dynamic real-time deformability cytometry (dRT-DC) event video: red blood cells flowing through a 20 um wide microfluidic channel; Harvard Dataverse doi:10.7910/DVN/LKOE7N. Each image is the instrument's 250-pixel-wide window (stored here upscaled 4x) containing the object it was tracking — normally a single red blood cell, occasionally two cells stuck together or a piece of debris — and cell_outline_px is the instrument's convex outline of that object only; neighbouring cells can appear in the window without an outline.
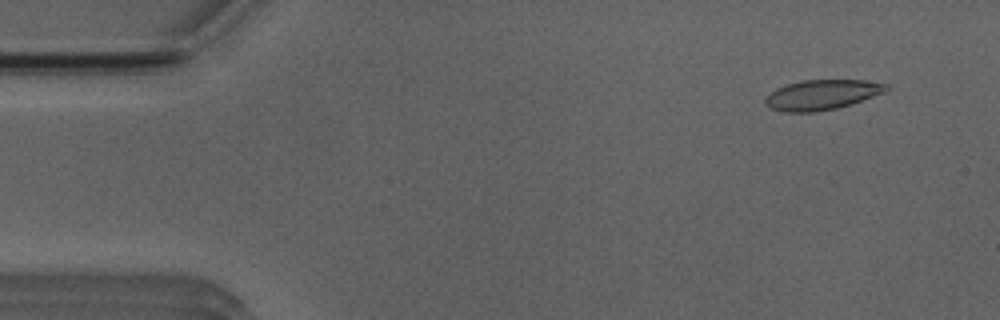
{"species": "Egyptian fruit bat (a non-hibernating species)", "species_latin": "Rousettus aegyptiacus", "temperature_condition": "room temperature", "stored_images_in_passage": 51, "camera_frame_rate_fps": 3000, "um_per_image_px": 0.085, "animal": {"sex": "male"}, "frame": {"image": 1, "passage_image": 4, "time_ms": 1.0, "image_size_px": [1000, 320], "cell_outline_px": [[888, 88], [884, 92], [852, 104], [836, 108], [816, 112], [784, 112], [772, 108], [764, 104], [764, 100], [776, 88], [800, 80], [864, 80], [888, 84]], "centroid_in_image_um": [69.86, 8.05], "position_along_channel_um": 15.1, "area_um2": 21.04}}
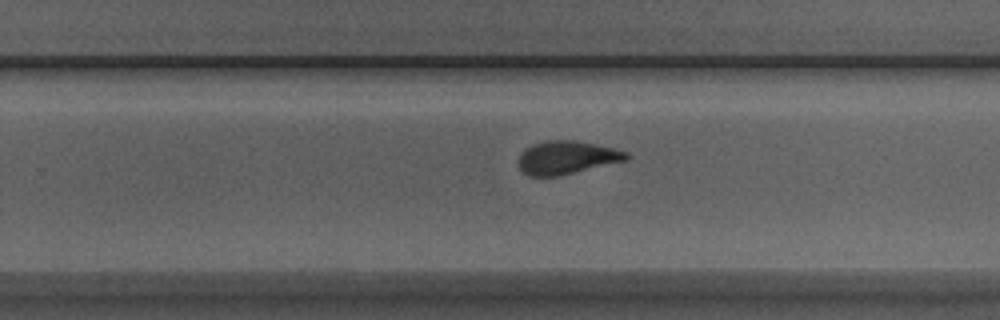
{"frame": {"image": 2, "passage_image": 32, "time_ms": 10.333, "image_size_px": [1000, 320], "cell_outline_px": [[628, 160], [560, 176], [528, 176], [520, 168], [516, 160], [532, 144], [544, 140], [576, 140], [612, 148], [628, 152]], "centroid_in_image_um": [48.17, 13.4], "position_along_channel_um": 281.6, "area_um2": 20.87}}
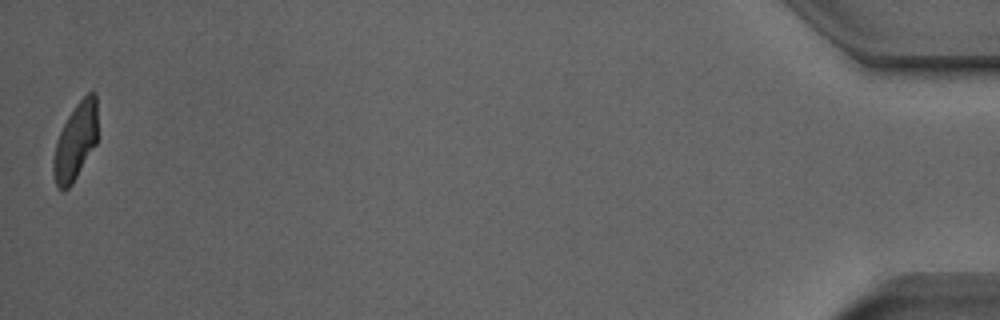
{"frame": {"image": 3, "passage_image": 51, "time_ms": 16.667, "image_size_px": [1000, 320], "cell_outline_px": [[96, 144], [72, 184], [64, 192], [56, 188], [52, 172], [52, 160], [56, 140], [68, 116], [76, 104], [88, 92], [96, 92]], "centroid_in_image_um": [6.38, 12.09], "position_along_channel_um": 428.8, "area_um2": 19.88}, "authors_computed_cell_mechanics": {"area_um2": 21.3282, "velocity_mm_per_s": 3.9353, "shape_relaxation_time_tau1_ms": 5.2392, "shape_relaxation_time_tau2_ms": 1.2977, "deformation_change_tau1": 0.1761, "deformation_change_tau2": 0.073}}